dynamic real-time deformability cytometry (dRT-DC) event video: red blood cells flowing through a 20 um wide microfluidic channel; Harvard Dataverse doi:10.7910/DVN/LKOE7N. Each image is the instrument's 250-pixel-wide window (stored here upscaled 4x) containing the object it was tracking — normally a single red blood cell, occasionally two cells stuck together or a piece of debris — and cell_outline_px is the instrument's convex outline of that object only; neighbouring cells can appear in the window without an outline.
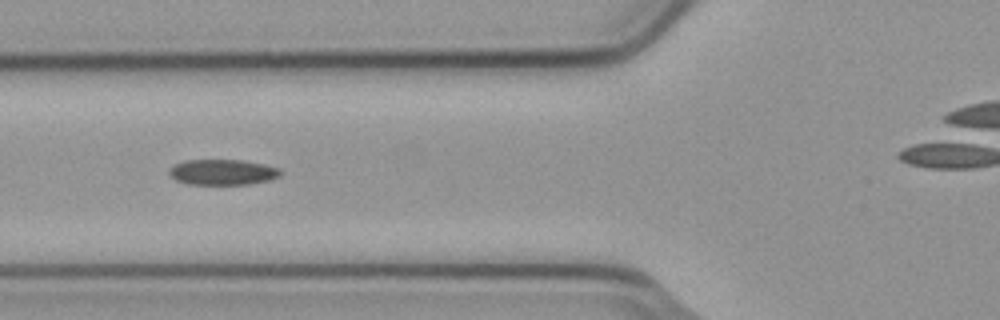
{"species": "common noctule bat (a hibernating species)", "species_latin": "Nyctalus noctula", "temperature_condition": "cold", "stored_images_in_passage": 7, "segment_of_instrument_passage": [1, 2], "camera_frame_rate_fps": 3000, "um_per_image_px": 0.085, "animal": {"sex": "male", "body_mass_g": 23.1, "forearm_length_mm": 52.7}, "frame": {"image": 1, "passage_image": 6, "time_ms": 1.667, "image_size_px": [1000, 320], "cell_outline_px": [[280, 176], [272, 180], [248, 184], [188, 184], [176, 180], [168, 172], [168, 168], [184, 160], [240, 160], [264, 164], [280, 168]], "centroid_in_image_um": [18.93, 14.63], "position_along_channel_um": 106.9, "area_um2": 16.59}}